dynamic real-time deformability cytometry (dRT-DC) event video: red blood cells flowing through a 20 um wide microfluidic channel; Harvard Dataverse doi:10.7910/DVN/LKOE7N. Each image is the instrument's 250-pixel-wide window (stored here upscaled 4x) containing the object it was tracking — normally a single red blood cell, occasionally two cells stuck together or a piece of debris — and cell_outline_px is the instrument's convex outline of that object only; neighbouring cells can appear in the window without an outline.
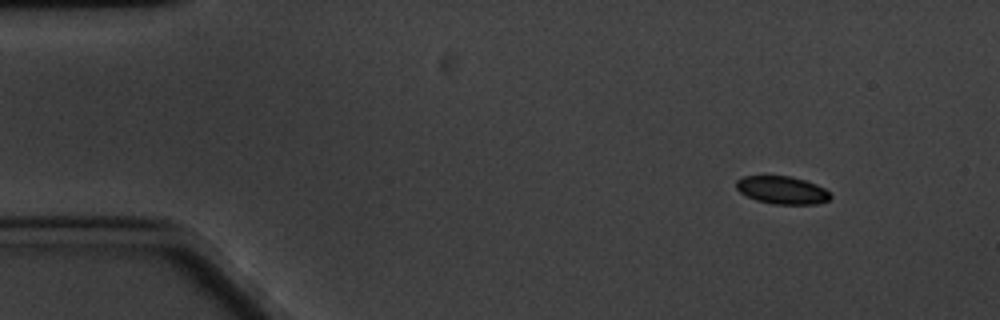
{"species": "common noctule bat (a hibernating species)", "species_latin": "Nyctalus noctula", "temperature_condition": "cold", "stored_images_in_passage": 56, "camera_frame_rate_fps": 3000, "um_per_image_px": 0.085, "animal": {"sex": "male", "body_mass_g": 20.1, "forearm_length_mm": 53.5}, "frame": {"image": 1, "passage_image": 1, "time_ms": 0.0, "image_size_px": [1000, 320], "cell_outline_px": [[832, 196], [828, 200], [816, 204], [772, 204], [756, 200], [740, 192], [736, 188], [736, 180], [744, 176], [788, 176], [804, 180], [816, 184], [824, 188]], "centroid_in_image_um": [66.47, 16.16], "position_along_channel_um": 18.5, "area_um2": 15.14}}
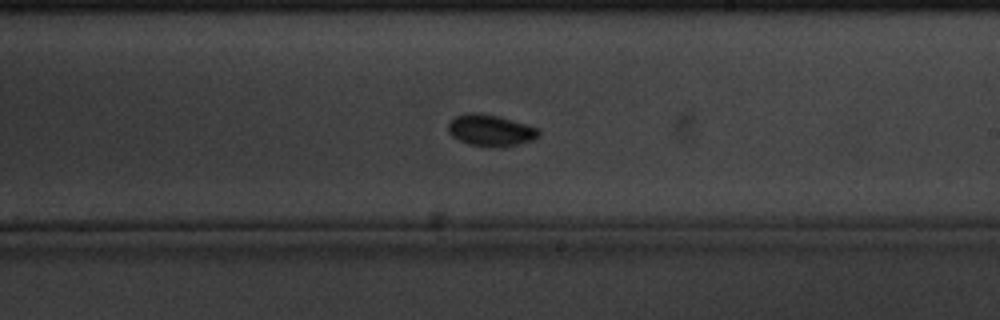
{"frame": {"image": 2, "passage_image": 30, "time_ms": 9.667, "image_size_px": [1000, 320], "cell_outline_px": [[540, 136], [532, 140], [516, 144], [488, 148], [468, 144], [452, 136], [448, 132], [448, 124], [456, 116], [464, 112], [480, 112], [500, 116], [528, 124], [540, 128]], "centroid_in_image_um": [41.71, 11.06], "position_along_channel_um": 247.3, "area_um2": 16.94}}
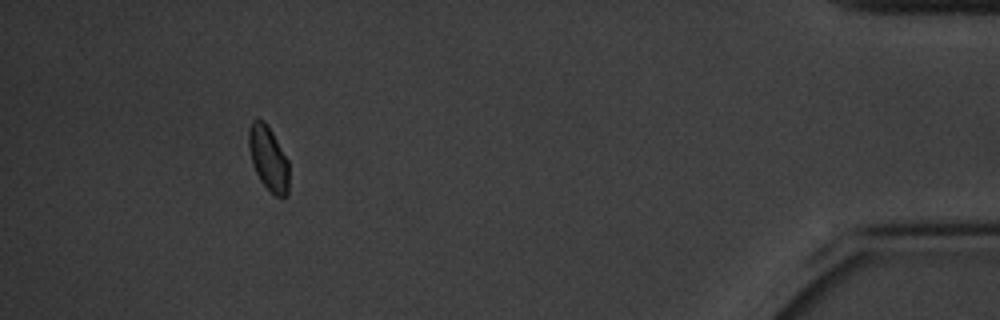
{"frame": {"image": 3, "passage_image": 51, "time_ms": 16.667, "image_size_px": [1000, 320], "cell_outline_px": [[288, 196], [276, 196], [260, 180], [256, 172], [252, 160], [248, 144], [248, 128], [252, 120], [264, 120], [268, 124], [288, 160]], "centroid_in_image_um": [22.81, 13.42], "position_along_channel_um": 412.4, "area_um2": 14.97}, "authors_computed_cell_mechanics": {"area_um2": 15.5482, "velocity_mm_per_s": 3.2394, "shape_relaxation_time_tau1_ms": 4.2269, "shape_relaxation_time_tau2_ms": 8.2087, "deformation_change_tau1": 0.1282, "deformation_change_tau2": 0.0875}}